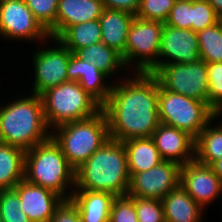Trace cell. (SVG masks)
I'll return each mask as SVG.
<instances>
[{
	"label": "cell",
	"mask_w": 222,
	"mask_h": 222,
	"mask_svg": "<svg viewBox=\"0 0 222 222\" xmlns=\"http://www.w3.org/2000/svg\"><path fill=\"white\" fill-rule=\"evenodd\" d=\"M133 73V79L123 77L124 81L112 84L109 98L102 106L112 140L152 137L160 124L158 80L152 73Z\"/></svg>",
	"instance_id": "1"
},
{
	"label": "cell",
	"mask_w": 222,
	"mask_h": 222,
	"mask_svg": "<svg viewBox=\"0 0 222 222\" xmlns=\"http://www.w3.org/2000/svg\"><path fill=\"white\" fill-rule=\"evenodd\" d=\"M130 182L123 142L109 139L75 170V189L127 196Z\"/></svg>",
	"instance_id": "2"
},
{
	"label": "cell",
	"mask_w": 222,
	"mask_h": 222,
	"mask_svg": "<svg viewBox=\"0 0 222 222\" xmlns=\"http://www.w3.org/2000/svg\"><path fill=\"white\" fill-rule=\"evenodd\" d=\"M51 137L40 95L30 96L0 106V142L24 151Z\"/></svg>",
	"instance_id": "3"
},
{
	"label": "cell",
	"mask_w": 222,
	"mask_h": 222,
	"mask_svg": "<svg viewBox=\"0 0 222 222\" xmlns=\"http://www.w3.org/2000/svg\"><path fill=\"white\" fill-rule=\"evenodd\" d=\"M24 179L55 192L63 199H70L75 189V169L52 137L26 151ZM68 188L73 190L67 192Z\"/></svg>",
	"instance_id": "4"
},
{
	"label": "cell",
	"mask_w": 222,
	"mask_h": 222,
	"mask_svg": "<svg viewBox=\"0 0 222 222\" xmlns=\"http://www.w3.org/2000/svg\"><path fill=\"white\" fill-rule=\"evenodd\" d=\"M53 130L51 137L75 170L110 139L107 118L102 109L90 118L68 122Z\"/></svg>",
	"instance_id": "5"
},
{
	"label": "cell",
	"mask_w": 222,
	"mask_h": 222,
	"mask_svg": "<svg viewBox=\"0 0 222 222\" xmlns=\"http://www.w3.org/2000/svg\"><path fill=\"white\" fill-rule=\"evenodd\" d=\"M48 128L90 118L102 107L75 81H67L40 94Z\"/></svg>",
	"instance_id": "6"
},
{
	"label": "cell",
	"mask_w": 222,
	"mask_h": 222,
	"mask_svg": "<svg viewBox=\"0 0 222 222\" xmlns=\"http://www.w3.org/2000/svg\"><path fill=\"white\" fill-rule=\"evenodd\" d=\"M160 123L188 133L194 139L217 115L206 103L167 91L159 85Z\"/></svg>",
	"instance_id": "7"
},
{
	"label": "cell",
	"mask_w": 222,
	"mask_h": 222,
	"mask_svg": "<svg viewBox=\"0 0 222 222\" xmlns=\"http://www.w3.org/2000/svg\"><path fill=\"white\" fill-rule=\"evenodd\" d=\"M163 25L164 22L134 17L122 56L127 68L135 64L131 65L135 68L133 71L142 73H153L158 68Z\"/></svg>",
	"instance_id": "8"
},
{
	"label": "cell",
	"mask_w": 222,
	"mask_h": 222,
	"mask_svg": "<svg viewBox=\"0 0 222 222\" xmlns=\"http://www.w3.org/2000/svg\"><path fill=\"white\" fill-rule=\"evenodd\" d=\"M167 91L200 100L208 105L207 63L161 65L152 73Z\"/></svg>",
	"instance_id": "9"
},
{
	"label": "cell",
	"mask_w": 222,
	"mask_h": 222,
	"mask_svg": "<svg viewBox=\"0 0 222 222\" xmlns=\"http://www.w3.org/2000/svg\"><path fill=\"white\" fill-rule=\"evenodd\" d=\"M0 35L11 41L42 42L51 39L24 0L0 1Z\"/></svg>",
	"instance_id": "10"
},
{
	"label": "cell",
	"mask_w": 222,
	"mask_h": 222,
	"mask_svg": "<svg viewBox=\"0 0 222 222\" xmlns=\"http://www.w3.org/2000/svg\"><path fill=\"white\" fill-rule=\"evenodd\" d=\"M52 40L58 43V47L37 49L32 56L35 78L31 91L36 95L68 81L67 70L72 52L59 40Z\"/></svg>",
	"instance_id": "11"
},
{
	"label": "cell",
	"mask_w": 222,
	"mask_h": 222,
	"mask_svg": "<svg viewBox=\"0 0 222 222\" xmlns=\"http://www.w3.org/2000/svg\"><path fill=\"white\" fill-rule=\"evenodd\" d=\"M180 165L161 161L157 166L130 177L127 196L162 200L180 183Z\"/></svg>",
	"instance_id": "12"
},
{
	"label": "cell",
	"mask_w": 222,
	"mask_h": 222,
	"mask_svg": "<svg viewBox=\"0 0 222 222\" xmlns=\"http://www.w3.org/2000/svg\"><path fill=\"white\" fill-rule=\"evenodd\" d=\"M179 185L203 209L222 194L221 179L209 165L195 159L180 167Z\"/></svg>",
	"instance_id": "13"
},
{
	"label": "cell",
	"mask_w": 222,
	"mask_h": 222,
	"mask_svg": "<svg viewBox=\"0 0 222 222\" xmlns=\"http://www.w3.org/2000/svg\"><path fill=\"white\" fill-rule=\"evenodd\" d=\"M199 59L197 32L191 29H179L166 24L163 25L158 67L175 63H194Z\"/></svg>",
	"instance_id": "14"
},
{
	"label": "cell",
	"mask_w": 222,
	"mask_h": 222,
	"mask_svg": "<svg viewBox=\"0 0 222 222\" xmlns=\"http://www.w3.org/2000/svg\"><path fill=\"white\" fill-rule=\"evenodd\" d=\"M13 189L20 198L22 211L31 222H49L55 208L63 200L55 192L29 183L25 179L21 180Z\"/></svg>",
	"instance_id": "15"
},
{
	"label": "cell",
	"mask_w": 222,
	"mask_h": 222,
	"mask_svg": "<svg viewBox=\"0 0 222 222\" xmlns=\"http://www.w3.org/2000/svg\"><path fill=\"white\" fill-rule=\"evenodd\" d=\"M152 139L162 160L182 166L195 159V139L184 131L160 123Z\"/></svg>",
	"instance_id": "16"
},
{
	"label": "cell",
	"mask_w": 222,
	"mask_h": 222,
	"mask_svg": "<svg viewBox=\"0 0 222 222\" xmlns=\"http://www.w3.org/2000/svg\"><path fill=\"white\" fill-rule=\"evenodd\" d=\"M68 81L78 82L79 85L102 107L109 98L112 86L106 84L109 77L100 71L89 60L83 61L71 53L68 70Z\"/></svg>",
	"instance_id": "17"
},
{
	"label": "cell",
	"mask_w": 222,
	"mask_h": 222,
	"mask_svg": "<svg viewBox=\"0 0 222 222\" xmlns=\"http://www.w3.org/2000/svg\"><path fill=\"white\" fill-rule=\"evenodd\" d=\"M102 0H59L55 21V39L69 26L99 19Z\"/></svg>",
	"instance_id": "18"
},
{
	"label": "cell",
	"mask_w": 222,
	"mask_h": 222,
	"mask_svg": "<svg viewBox=\"0 0 222 222\" xmlns=\"http://www.w3.org/2000/svg\"><path fill=\"white\" fill-rule=\"evenodd\" d=\"M70 199L75 203L82 222H109L114 195L108 192L74 189Z\"/></svg>",
	"instance_id": "19"
},
{
	"label": "cell",
	"mask_w": 222,
	"mask_h": 222,
	"mask_svg": "<svg viewBox=\"0 0 222 222\" xmlns=\"http://www.w3.org/2000/svg\"><path fill=\"white\" fill-rule=\"evenodd\" d=\"M134 17L135 15L126 11L104 8L99 17L102 43L123 56L128 31Z\"/></svg>",
	"instance_id": "20"
},
{
	"label": "cell",
	"mask_w": 222,
	"mask_h": 222,
	"mask_svg": "<svg viewBox=\"0 0 222 222\" xmlns=\"http://www.w3.org/2000/svg\"><path fill=\"white\" fill-rule=\"evenodd\" d=\"M165 222H202L203 208L178 185L162 199Z\"/></svg>",
	"instance_id": "21"
},
{
	"label": "cell",
	"mask_w": 222,
	"mask_h": 222,
	"mask_svg": "<svg viewBox=\"0 0 222 222\" xmlns=\"http://www.w3.org/2000/svg\"><path fill=\"white\" fill-rule=\"evenodd\" d=\"M130 177L147 171L163 161L152 137L132 138L123 142Z\"/></svg>",
	"instance_id": "22"
},
{
	"label": "cell",
	"mask_w": 222,
	"mask_h": 222,
	"mask_svg": "<svg viewBox=\"0 0 222 222\" xmlns=\"http://www.w3.org/2000/svg\"><path fill=\"white\" fill-rule=\"evenodd\" d=\"M23 149L0 142V190L13 189L24 179Z\"/></svg>",
	"instance_id": "23"
},
{
	"label": "cell",
	"mask_w": 222,
	"mask_h": 222,
	"mask_svg": "<svg viewBox=\"0 0 222 222\" xmlns=\"http://www.w3.org/2000/svg\"><path fill=\"white\" fill-rule=\"evenodd\" d=\"M217 118L220 120L216 115L195 139V160L204 165L222 158V121L212 125Z\"/></svg>",
	"instance_id": "24"
},
{
	"label": "cell",
	"mask_w": 222,
	"mask_h": 222,
	"mask_svg": "<svg viewBox=\"0 0 222 222\" xmlns=\"http://www.w3.org/2000/svg\"><path fill=\"white\" fill-rule=\"evenodd\" d=\"M74 54L83 61L89 60L95 64L109 78L113 77L116 71L126 68L122 55L102 42L80 48Z\"/></svg>",
	"instance_id": "25"
},
{
	"label": "cell",
	"mask_w": 222,
	"mask_h": 222,
	"mask_svg": "<svg viewBox=\"0 0 222 222\" xmlns=\"http://www.w3.org/2000/svg\"><path fill=\"white\" fill-rule=\"evenodd\" d=\"M72 53L78 49L102 42L99 19L67 27L57 38Z\"/></svg>",
	"instance_id": "26"
},
{
	"label": "cell",
	"mask_w": 222,
	"mask_h": 222,
	"mask_svg": "<svg viewBox=\"0 0 222 222\" xmlns=\"http://www.w3.org/2000/svg\"><path fill=\"white\" fill-rule=\"evenodd\" d=\"M200 59L206 63L222 62V20L197 32Z\"/></svg>",
	"instance_id": "27"
},
{
	"label": "cell",
	"mask_w": 222,
	"mask_h": 222,
	"mask_svg": "<svg viewBox=\"0 0 222 222\" xmlns=\"http://www.w3.org/2000/svg\"><path fill=\"white\" fill-rule=\"evenodd\" d=\"M35 19L55 39V21L59 0H24Z\"/></svg>",
	"instance_id": "28"
},
{
	"label": "cell",
	"mask_w": 222,
	"mask_h": 222,
	"mask_svg": "<svg viewBox=\"0 0 222 222\" xmlns=\"http://www.w3.org/2000/svg\"><path fill=\"white\" fill-rule=\"evenodd\" d=\"M208 106L222 118V62L207 63Z\"/></svg>",
	"instance_id": "29"
},
{
	"label": "cell",
	"mask_w": 222,
	"mask_h": 222,
	"mask_svg": "<svg viewBox=\"0 0 222 222\" xmlns=\"http://www.w3.org/2000/svg\"><path fill=\"white\" fill-rule=\"evenodd\" d=\"M0 213L3 222H31L22 211L20 198L14 189L0 190Z\"/></svg>",
	"instance_id": "30"
},
{
	"label": "cell",
	"mask_w": 222,
	"mask_h": 222,
	"mask_svg": "<svg viewBox=\"0 0 222 222\" xmlns=\"http://www.w3.org/2000/svg\"><path fill=\"white\" fill-rule=\"evenodd\" d=\"M176 0H141L136 17L164 22Z\"/></svg>",
	"instance_id": "31"
},
{
	"label": "cell",
	"mask_w": 222,
	"mask_h": 222,
	"mask_svg": "<svg viewBox=\"0 0 222 222\" xmlns=\"http://www.w3.org/2000/svg\"><path fill=\"white\" fill-rule=\"evenodd\" d=\"M220 20L207 0H192V30L194 32L211 27Z\"/></svg>",
	"instance_id": "32"
},
{
	"label": "cell",
	"mask_w": 222,
	"mask_h": 222,
	"mask_svg": "<svg viewBox=\"0 0 222 222\" xmlns=\"http://www.w3.org/2000/svg\"><path fill=\"white\" fill-rule=\"evenodd\" d=\"M137 211L138 222H165L162 200L130 197Z\"/></svg>",
	"instance_id": "33"
},
{
	"label": "cell",
	"mask_w": 222,
	"mask_h": 222,
	"mask_svg": "<svg viewBox=\"0 0 222 222\" xmlns=\"http://www.w3.org/2000/svg\"><path fill=\"white\" fill-rule=\"evenodd\" d=\"M192 0H176L164 24L192 30Z\"/></svg>",
	"instance_id": "34"
},
{
	"label": "cell",
	"mask_w": 222,
	"mask_h": 222,
	"mask_svg": "<svg viewBox=\"0 0 222 222\" xmlns=\"http://www.w3.org/2000/svg\"><path fill=\"white\" fill-rule=\"evenodd\" d=\"M109 222H138L135 203L129 196L115 197Z\"/></svg>",
	"instance_id": "35"
},
{
	"label": "cell",
	"mask_w": 222,
	"mask_h": 222,
	"mask_svg": "<svg viewBox=\"0 0 222 222\" xmlns=\"http://www.w3.org/2000/svg\"><path fill=\"white\" fill-rule=\"evenodd\" d=\"M49 222H82L79 211L71 199H63L55 208Z\"/></svg>",
	"instance_id": "36"
},
{
	"label": "cell",
	"mask_w": 222,
	"mask_h": 222,
	"mask_svg": "<svg viewBox=\"0 0 222 222\" xmlns=\"http://www.w3.org/2000/svg\"><path fill=\"white\" fill-rule=\"evenodd\" d=\"M104 8L122 10L136 15L141 0H102Z\"/></svg>",
	"instance_id": "37"
},
{
	"label": "cell",
	"mask_w": 222,
	"mask_h": 222,
	"mask_svg": "<svg viewBox=\"0 0 222 222\" xmlns=\"http://www.w3.org/2000/svg\"><path fill=\"white\" fill-rule=\"evenodd\" d=\"M212 171L221 179L222 181V158L215 160L209 165Z\"/></svg>",
	"instance_id": "38"
},
{
	"label": "cell",
	"mask_w": 222,
	"mask_h": 222,
	"mask_svg": "<svg viewBox=\"0 0 222 222\" xmlns=\"http://www.w3.org/2000/svg\"><path fill=\"white\" fill-rule=\"evenodd\" d=\"M209 4L214 8L217 16L222 19V0H207Z\"/></svg>",
	"instance_id": "39"
},
{
	"label": "cell",
	"mask_w": 222,
	"mask_h": 222,
	"mask_svg": "<svg viewBox=\"0 0 222 222\" xmlns=\"http://www.w3.org/2000/svg\"><path fill=\"white\" fill-rule=\"evenodd\" d=\"M0 222H3V219H2L1 213H0Z\"/></svg>",
	"instance_id": "40"
}]
</instances>
